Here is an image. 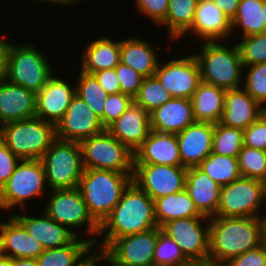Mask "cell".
<instances>
[{
    "label": "cell",
    "instance_id": "7",
    "mask_svg": "<svg viewBox=\"0 0 266 266\" xmlns=\"http://www.w3.org/2000/svg\"><path fill=\"white\" fill-rule=\"evenodd\" d=\"M47 196L50 197L47 198L48 201H46L47 204L43 211L50 218L60 225L67 227L77 237L90 236L87 239L93 245L99 240L97 238L99 235V224L89 214L78 187L51 190L50 195L47 193ZM78 228L81 230L85 228V230L80 231Z\"/></svg>",
    "mask_w": 266,
    "mask_h": 266
},
{
    "label": "cell",
    "instance_id": "15",
    "mask_svg": "<svg viewBox=\"0 0 266 266\" xmlns=\"http://www.w3.org/2000/svg\"><path fill=\"white\" fill-rule=\"evenodd\" d=\"M158 227L113 240L103 251L122 266H154Z\"/></svg>",
    "mask_w": 266,
    "mask_h": 266
},
{
    "label": "cell",
    "instance_id": "1",
    "mask_svg": "<svg viewBox=\"0 0 266 266\" xmlns=\"http://www.w3.org/2000/svg\"><path fill=\"white\" fill-rule=\"evenodd\" d=\"M156 227L154 200L132 181L123 191L120 201L99 225L98 237H104L93 246L104 250L115 239Z\"/></svg>",
    "mask_w": 266,
    "mask_h": 266
},
{
    "label": "cell",
    "instance_id": "33",
    "mask_svg": "<svg viewBox=\"0 0 266 266\" xmlns=\"http://www.w3.org/2000/svg\"><path fill=\"white\" fill-rule=\"evenodd\" d=\"M197 2L198 0H169L167 15L159 25L167 28L170 41L185 38L184 34L191 28L194 20Z\"/></svg>",
    "mask_w": 266,
    "mask_h": 266
},
{
    "label": "cell",
    "instance_id": "46",
    "mask_svg": "<svg viewBox=\"0 0 266 266\" xmlns=\"http://www.w3.org/2000/svg\"><path fill=\"white\" fill-rule=\"evenodd\" d=\"M138 14L144 15L155 25L165 19L168 11L169 0H134Z\"/></svg>",
    "mask_w": 266,
    "mask_h": 266
},
{
    "label": "cell",
    "instance_id": "19",
    "mask_svg": "<svg viewBox=\"0 0 266 266\" xmlns=\"http://www.w3.org/2000/svg\"><path fill=\"white\" fill-rule=\"evenodd\" d=\"M213 133L214 124L195 121L176 134L183 167H198L212 153Z\"/></svg>",
    "mask_w": 266,
    "mask_h": 266
},
{
    "label": "cell",
    "instance_id": "5",
    "mask_svg": "<svg viewBox=\"0 0 266 266\" xmlns=\"http://www.w3.org/2000/svg\"><path fill=\"white\" fill-rule=\"evenodd\" d=\"M46 54L33 43L11 44L5 80L38 93L55 75Z\"/></svg>",
    "mask_w": 266,
    "mask_h": 266
},
{
    "label": "cell",
    "instance_id": "9",
    "mask_svg": "<svg viewBox=\"0 0 266 266\" xmlns=\"http://www.w3.org/2000/svg\"><path fill=\"white\" fill-rule=\"evenodd\" d=\"M48 189L40 159L20 160L9 180L0 189V211L13 214L14 208L26 210V203L46 195ZM19 206V207H18Z\"/></svg>",
    "mask_w": 266,
    "mask_h": 266
},
{
    "label": "cell",
    "instance_id": "30",
    "mask_svg": "<svg viewBox=\"0 0 266 266\" xmlns=\"http://www.w3.org/2000/svg\"><path fill=\"white\" fill-rule=\"evenodd\" d=\"M226 90L201 81L191 97L196 122L218 123L224 111Z\"/></svg>",
    "mask_w": 266,
    "mask_h": 266
},
{
    "label": "cell",
    "instance_id": "22",
    "mask_svg": "<svg viewBox=\"0 0 266 266\" xmlns=\"http://www.w3.org/2000/svg\"><path fill=\"white\" fill-rule=\"evenodd\" d=\"M134 164L183 166L176 134L151 130L134 153Z\"/></svg>",
    "mask_w": 266,
    "mask_h": 266
},
{
    "label": "cell",
    "instance_id": "55",
    "mask_svg": "<svg viewBox=\"0 0 266 266\" xmlns=\"http://www.w3.org/2000/svg\"><path fill=\"white\" fill-rule=\"evenodd\" d=\"M260 221L262 224V244L266 247V211L260 217Z\"/></svg>",
    "mask_w": 266,
    "mask_h": 266
},
{
    "label": "cell",
    "instance_id": "18",
    "mask_svg": "<svg viewBox=\"0 0 266 266\" xmlns=\"http://www.w3.org/2000/svg\"><path fill=\"white\" fill-rule=\"evenodd\" d=\"M202 42L225 41L233 38L231 20L212 0H198L191 28L184 34Z\"/></svg>",
    "mask_w": 266,
    "mask_h": 266
},
{
    "label": "cell",
    "instance_id": "39",
    "mask_svg": "<svg viewBox=\"0 0 266 266\" xmlns=\"http://www.w3.org/2000/svg\"><path fill=\"white\" fill-rule=\"evenodd\" d=\"M154 266H194L183 254L180 246L158 227L154 252Z\"/></svg>",
    "mask_w": 266,
    "mask_h": 266
},
{
    "label": "cell",
    "instance_id": "52",
    "mask_svg": "<svg viewBox=\"0 0 266 266\" xmlns=\"http://www.w3.org/2000/svg\"><path fill=\"white\" fill-rule=\"evenodd\" d=\"M103 262V264L106 262L105 265L108 266H122L115 262L113 259H111L103 250H99L94 248L93 249V263H100Z\"/></svg>",
    "mask_w": 266,
    "mask_h": 266
},
{
    "label": "cell",
    "instance_id": "13",
    "mask_svg": "<svg viewBox=\"0 0 266 266\" xmlns=\"http://www.w3.org/2000/svg\"><path fill=\"white\" fill-rule=\"evenodd\" d=\"M187 168L158 164H134L132 181L153 200L185 190Z\"/></svg>",
    "mask_w": 266,
    "mask_h": 266
},
{
    "label": "cell",
    "instance_id": "16",
    "mask_svg": "<svg viewBox=\"0 0 266 266\" xmlns=\"http://www.w3.org/2000/svg\"><path fill=\"white\" fill-rule=\"evenodd\" d=\"M106 129L90 107L76 94L62 119L55 126L56 139L81 142Z\"/></svg>",
    "mask_w": 266,
    "mask_h": 266
},
{
    "label": "cell",
    "instance_id": "3",
    "mask_svg": "<svg viewBox=\"0 0 266 266\" xmlns=\"http://www.w3.org/2000/svg\"><path fill=\"white\" fill-rule=\"evenodd\" d=\"M227 46L221 41L204 42L198 53H193L200 68L201 81L224 90L243 85L244 66L235 41Z\"/></svg>",
    "mask_w": 266,
    "mask_h": 266
},
{
    "label": "cell",
    "instance_id": "35",
    "mask_svg": "<svg viewBox=\"0 0 266 266\" xmlns=\"http://www.w3.org/2000/svg\"><path fill=\"white\" fill-rule=\"evenodd\" d=\"M198 167L221 187L241 177L237 157L211 153Z\"/></svg>",
    "mask_w": 266,
    "mask_h": 266
},
{
    "label": "cell",
    "instance_id": "51",
    "mask_svg": "<svg viewBox=\"0 0 266 266\" xmlns=\"http://www.w3.org/2000/svg\"><path fill=\"white\" fill-rule=\"evenodd\" d=\"M0 36V80L5 78L6 74V64H7V54L10 46V41L2 39Z\"/></svg>",
    "mask_w": 266,
    "mask_h": 266
},
{
    "label": "cell",
    "instance_id": "21",
    "mask_svg": "<svg viewBox=\"0 0 266 266\" xmlns=\"http://www.w3.org/2000/svg\"><path fill=\"white\" fill-rule=\"evenodd\" d=\"M36 93L0 80V126L3 124L35 117Z\"/></svg>",
    "mask_w": 266,
    "mask_h": 266
},
{
    "label": "cell",
    "instance_id": "4",
    "mask_svg": "<svg viewBox=\"0 0 266 266\" xmlns=\"http://www.w3.org/2000/svg\"><path fill=\"white\" fill-rule=\"evenodd\" d=\"M133 173L84 169L78 188L87 210L100 225L120 201L123 191L132 182Z\"/></svg>",
    "mask_w": 266,
    "mask_h": 266
},
{
    "label": "cell",
    "instance_id": "32",
    "mask_svg": "<svg viewBox=\"0 0 266 266\" xmlns=\"http://www.w3.org/2000/svg\"><path fill=\"white\" fill-rule=\"evenodd\" d=\"M154 209L159 228L169 221L180 218L207 217L198 211L186 190L155 199Z\"/></svg>",
    "mask_w": 266,
    "mask_h": 266
},
{
    "label": "cell",
    "instance_id": "6",
    "mask_svg": "<svg viewBox=\"0 0 266 266\" xmlns=\"http://www.w3.org/2000/svg\"><path fill=\"white\" fill-rule=\"evenodd\" d=\"M1 141L20 159H40L56 139L55 126L40 118L0 126Z\"/></svg>",
    "mask_w": 266,
    "mask_h": 266
},
{
    "label": "cell",
    "instance_id": "20",
    "mask_svg": "<svg viewBox=\"0 0 266 266\" xmlns=\"http://www.w3.org/2000/svg\"><path fill=\"white\" fill-rule=\"evenodd\" d=\"M106 130L135 153L151 132L150 114L133 102Z\"/></svg>",
    "mask_w": 266,
    "mask_h": 266
},
{
    "label": "cell",
    "instance_id": "31",
    "mask_svg": "<svg viewBox=\"0 0 266 266\" xmlns=\"http://www.w3.org/2000/svg\"><path fill=\"white\" fill-rule=\"evenodd\" d=\"M93 249L87 238L76 237L69 245L45 249L36 260L38 266H81Z\"/></svg>",
    "mask_w": 266,
    "mask_h": 266
},
{
    "label": "cell",
    "instance_id": "59",
    "mask_svg": "<svg viewBox=\"0 0 266 266\" xmlns=\"http://www.w3.org/2000/svg\"><path fill=\"white\" fill-rule=\"evenodd\" d=\"M4 251H3V244H2V239H1V236H0V259L2 257H4Z\"/></svg>",
    "mask_w": 266,
    "mask_h": 266
},
{
    "label": "cell",
    "instance_id": "17",
    "mask_svg": "<svg viewBox=\"0 0 266 266\" xmlns=\"http://www.w3.org/2000/svg\"><path fill=\"white\" fill-rule=\"evenodd\" d=\"M55 75L36 93L35 117L54 126L62 119L72 98L76 95V84Z\"/></svg>",
    "mask_w": 266,
    "mask_h": 266
},
{
    "label": "cell",
    "instance_id": "53",
    "mask_svg": "<svg viewBox=\"0 0 266 266\" xmlns=\"http://www.w3.org/2000/svg\"><path fill=\"white\" fill-rule=\"evenodd\" d=\"M14 266H38V263L34 258H15Z\"/></svg>",
    "mask_w": 266,
    "mask_h": 266
},
{
    "label": "cell",
    "instance_id": "47",
    "mask_svg": "<svg viewBox=\"0 0 266 266\" xmlns=\"http://www.w3.org/2000/svg\"><path fill=\"white\" fill-rule=\"evenodd\" d=\"M223 266H266V247L261 244L257 248L231 258Z\"/></svg>",
    "mask_w": 266,
    "mask_h": 266
},
{
    "label": "cell",
    "instance_id": "45",
    "mask_svg": "<svg viewBox=\"0 0 266 266\" xmlns=\"http://www.w3.org/2000/svg\"><path fill=\"white\" fill-rule=\"evenodd\" d=\"M244 133V146L266 151V111L246 129Z\"/></svg>",
    "mask_w": 266,
    "mask_h": 266
},
{
    "label": "cell",
    "instance_id": "11",
    "mask_svg": "<svg viewBox=\"0 0 266 266\" xmlns=\"http://www.w3.org/2000/svg\"><path fill=\"white\" fill-rule=\"evenodd\" d=\"M84 169L134 173V153L107 130L80 142Z\"/></svg>",
    "mask_w": 266,
    "mask_h": 266
},
{
    "label": "cell",
    "instance_id": "40",
    "mask_svg": "<svg viewBox=\"0 0 266 266\" xmlns=\"http://www.w3.org/2000/svg\"><path fill=\"white\" fill-rule=\"evenodd\" d=\"M237 160L241 177L266 182V151L243 146Z\"/></svg>",
    "mask_w": 266,
    "mask_h": 266
},
{
    "label": "cell",
    "instance_id": "10",
    "mask_svg": "<svg viewBox=\"0 0 266 266\" xmlns=\"http://www.w3.org/2000/svg\"><path fill=\"white\" fill-rule=\"evenodd\" d=\"M265 203L266 182L240 177L221 187L220 203L215 216L260 218L266 209Z\"/></svg>",
    "mask_w": 266,
    "mask_h": 266
},
{
    "label": "cell",
    "instance_id": "56",
    "mask_svg": "<svg viewBox=\"0 0 266 266\" xmlns=\"http://www.w3.org/2000/svg\"><path fill=\"white\" fill-rule=\"evenodd\" d=\"M0 266H14V259L9 256H4L0 259Z\"/></svg>",
    "mask_w": 266,
    "mask_h": 266
},
{
    "label": "cell",
    "instance_id": "37",
    "mask_svg": "<svg viewBox=\"0 0 266 266\" xmlns=\"http://www.w3.org/2000/svg\"><path fill=\"white\" fill-rule=\"evenodd\" d=\"M243 146V130L227 127L219 122L214 124L212 153L223 156L238 157V154Z\"/></svg>",
    "mask_w": 266,
    "mask_h": 266
},
{
    "label": "cell",
    "instance_id": "36",
    "mask_svg": "<svg viewBox=\"0 0 266 266\" xmlns=\"http://www.w3.org/2000/svg\"><path fill=\"white\" fill-rule=\"evenodd\" d=\"M75 84L76 94L100 118L103 125V111L109 94L104 91L93 74L79 71Z\"/></svg>",
    "mask_w": 266,
    "mask_h": 266
},
{
    "label": "cell",
    "instance_id": "23",
    "mask_svg": "<svg viewBox=\"0 0 266 266\" xmlns=\"http://www.w3.org/2000/svg\"><path fill=\"white\" fill-rule=\"evenodd\" d=\"M265 111L243 87L226 90L224 111L219 123L244 130Z\"/></svg>",
    "mask_w": 266,
    "mask_h": 266
},
{
    "label": "cell",
    "instance_id": "34",
    "mask_svg": "<svg viewBox=\"0 0 266 266\" xmlns=\"http://www.w3.org/2000/svg\"><path fill=\"white\" fill-rule=\"evenodd\" d=\"M264 0H240L235 17L231 20L232 35L247 37L264 32L263 22ZM235 33V34H233Z\"/></svg>",
    "mask_w": 266,
    "mask_h": 266
},
{
    "label": "cell",
    "instance_id": "44",
    "mask_svg": "<svg viewBox=\"0 0 266 266\" xmlns=\"http://www.w3.org/2000/svg\"><path fill=\"white\" fill-rule=\"evenodd\" d=\"M115 71L119 79L121 92L134 98L138 94L145 77L122 62L115 67Z\"/></svg>",
    "mask_w": 266,
    "mask_h": 266
},
{
    "label": "cell",
    "instance_id": "29",
    "mask_svg": "<svg viewBox=\"0 0 266 266\" xmlns=\"http://www.w3.org/2000/svg\"><path fill=\"white\" fill-rule=\"evenodd\" d=\"M152 44L138 36L123 38L120 40V62L144 77L154 76L161 59Z\"/></svg>",
    "mask_w": 266,
    "mask_h": 266
},
{
    "label": "cell",
    "instance_id": "49",
    "mask_svg": "<svg viewBox=\"0 0 266 266\" xmlns=\"http://www.w3.org/2000/svg\"><path fill=\"white\" fill-rule=\"evenodd\" d=\"M93 75L96 77L99 84L107 94L110 95L121 92L120 83L115 68L101 70L93 73Z\"/></svg>",
    "mask_w": 266,
    "mask_h": 266
},
{
    "label": "cell",
    "instance_id": "28",
    "mask_svg": "<svg viewBox=\"0 0 266 266\" xmlns=\"http://www.w3.org/2000/svg\"><path fill=\"white\" fill-rule=\"evenodd\" d=\"M80 71L88 74L113 69L120 63V40L111 38L108 34L87 43L81 52Z\"/></svg>",
    "mask_w": 266,
    "mask_h": 266
},
{
    "label": "cell",
    "instance_id": "50",
    "mask_svg": "<svg viewBox=\"0 0 266 266\" xmlns=\"http://www.w3.org/2000/svg\"><path fill=\"white\" fill-rule=\"evenodd\" d=\"M220 10L232 20L237 12L240 0H212Z\"/></svg>",
    "mask_w": 266,
    "mask_h": 266
},
{
    "label": "cell",
    "instance_id": "54",
    "mask_svg": "<svg viewBox=\"0 0 266 266\" xmlns=\"http://www.w3.org/2000/svg\"><path fill=\"white\" fill-rule=\"evenodd\" d=\"M27 1H29V0H27ZM30 1H32V0H30ZM39 1V2H38ZM34 2H38V3H51V4H57V6L59 5V6H64V7H68V6H70V5H72L68 0H33V3Z\"/></svg>",
    "mask_w": 266,
    "mask_h": 266
},
{
    "label": "cell",
    "instance_id": "27",
    "mask_svg": "<svg viewBox=\"0 0 266 266\" xmlns=\"http://www.w3.org/2000/svg\"><path fill=\"white\" fill-rule=\"evenodd\" d=\"M185 190L202 215L209 218L216 215L220 203L221 186L199 167L187 169Z\"/></svg>",
    "mask_w": 266,
    "mask_h": 266
},
{
    "label": "cell",
    "instance_id": "14",
    "mask_svg": "<svg viewBox=\"0 0 266 266\" xmlns=\"http://www.w3.org/2000/svg\"><path fill=\"white\" fill-rule=\"evenodd\" d=\"M155 76L172 97L191 99L201 83L200 68L193 53L163 64L160 61Z\"/></svg>",
    "mask_w": 266,
    "mask_h": 266
},
{
    "label": "cell",
    "instance_id": "60",
    "mask_svg": "<svg viewBox=\"0 0 266 266\" xmlns=\"http://www.w3.org/2000/svg\"><path fill=\"white\" fill-rule=\"evenodd\" d=\"M71 4L80 3V1H86V0H68Z\"/></svg>",
    "mask_w": 266,
    "mask_h": 266
},
{
    "label": "cell",
    "instance_id": "12",
    "mask_svg": "<svg viewBox=\"0 0 266 266\" xmlns=\"http://www.w3.org/2000/svg\"><path fill=\"white\" fill-rule=\"evenodd\" d=\"M209 230V217L180 218L161 227L194 266H209Z\"/></svg>",
    "mask_w": 266,
    "mask_h": 266
},
{
    "label": "cell",
    "instance_id": "38",
    "mask_svg": "<svg viewBox=\"0 0 266 266\" xmlns=\"http://www.w3.org/2000/svg\"><path fill=\"white\" fill-rule=\"evenodd\" d=\"M171 98L172 96L169 91L162 86L161 82L154 75L144 78L138 94L133 100L136 105L141 106L150 114Z\"/></svg>",
    "mask_w": 266,
    "mask_h": 266
},
{
    "label": "cell",
    "instance_id": "57",
    "mask_svg": "<svg viewBox=\"0 0 266 266\" xmlns=\"http://www.w3.org/2000/svg\"><path fill=\"white\" fill-rule=\"evenodd\" d=\"M81 266H100L99 263H93V251L91 256Z\"/></svg>",
    "mask_w": 266,
    "mask_h": 266
},
{
    "label": "cell",
    "instance_id": "8",
    "mask_svg": "<svg viewBox=\"0 0 266 266\" xmlns=\"http://www.w3.org/2000/svg\"><path fill=\"white\" fill-rule=\"evenodd\" d=\"M49 190L77 188L84 173L79 142L55 139L40 158Z\"/></svg>",
    "mask_w": 266,
    "mask_h": 266
},
{
    "label": "cell",
    "instance_id": "42",
    "mask_svg": "<svg viewBox=\"0 0 266 266\" xmlns=\"http://www.w3.org/2000/svg\"><path fill=\"white\" fill-rule=\"evenodd\" d=\"M239 38L237 45L243 66L266 62V32Z\"/></svg>",
    "mask_w": 266,
    "mask_h": 266
},
{
    "label": "cell",
    "instance_id": "26",
    "mask_svg": "<svg viewBox=\"0 0 266 266\" xmlns=\"http://www.w3.org/2000/svg\"><path fill=\"white\" fill-rule=\"evenodd\" d=\"M0 221V236L5 256L36 259L45 249L34 239L25 227L12 215Z\"/></svg>",
    "mask_w": 266,
    "mask_h": 266
},
{
    "label": "cell",
    "instance_id": "41",
    "mask_svg": "<svg viewBox=\"0 0 266 266\" xmlns=\"http://www.w3.org/2000/svg\"><path fill=\"white\" fill-rule=\"evenodd\" d=\"M244 71L242 87L266 110V62L244 66Z\"/></svg>",
    "mask_w": 266,
    "mask_h": 266
},
{
    "label": "cell",
    "instance_id": "58",
    "mask_svg": "<svg viewBox=\"0 0 266 266\" xmlns=\"http://www.w3.org/2000/svg\"><path fill=\"white\" fill-rule=\"evenodd\" d=\"M263 22H264V32H266V0L263 2Z\"/></svg>",
    "mask_w": 266,
    "mask_h": 266
},
{
    "label": "cell",
    "instance_id": "25",
    "mask_svg": "<svg viewBox=\"0 0 266 266\" xmlns=\"http://www.w3.org/2000/svg\"><path fill=\"white\" fill-rule=\"evenodd\" d=\"M151 130L177 134L194 123L191 99L172 97L150 113Z\"/></svg>",
    "mask_w": 266,
    "mask_h": 266
},
{
    "label": "cell",
    "instance_id": "2",
    "mask_svg": "<svg viewBox=\"0 0 266 266\" xmlns=\"http://www.w3.org/2000/svg\"><path fill=\"white\" fill-rule=\"evenodd\" d=\"M209 220V266H223L262 244L260 218L212 216Z\"/></svg>",
    "mask_w": 266,
    "mask_h": 266
},
{
    "label": "cell",
    "instance_id": "43",
    "mask_svg": "<svg viewBox=\"0 0 266 266\" xmlns=\"http://www.w3.org/2000/svg\"><path fill=\"white\" fill-rule=\"evenodd\" d=\"M133 102L131 96L122 92L108 95L103 111L104 128L117 120Z\"/></svg>",
    "mask_w": 266,
    "mask_h": 266
},
{
    "label": "cell",
    "instance_id": "24",
    "mask_svg": "<svg viewBox=\"0 0 266 266\" xmlns=\"http://www.w3.org/2000/svg\"><path fill=\"white\" fill-rule=\"evenodd\" d=\"M42 216L26 215L24 213L12 214L36 239L44 249L58 248L69 245L77 236L67 227L60 225L50 218L44 211Z\"/></svg>",
    "mask_w": 266,
    "mask_h": 266
},
{
    "label": "cell",
    "instance_id": "48",
    "mask_svg": "<svg viewBox=\"0 0 266 266\" xmlns=\"http://www.w3.org/2000/svg\"><path fill=\"white\" fill-rule=\"evenodd\" d=\"M20 159L0 139V189L13 174Z\"/></svg>",
    "mask_w": 266,
    "mask_h": 266
}]
</instances>
